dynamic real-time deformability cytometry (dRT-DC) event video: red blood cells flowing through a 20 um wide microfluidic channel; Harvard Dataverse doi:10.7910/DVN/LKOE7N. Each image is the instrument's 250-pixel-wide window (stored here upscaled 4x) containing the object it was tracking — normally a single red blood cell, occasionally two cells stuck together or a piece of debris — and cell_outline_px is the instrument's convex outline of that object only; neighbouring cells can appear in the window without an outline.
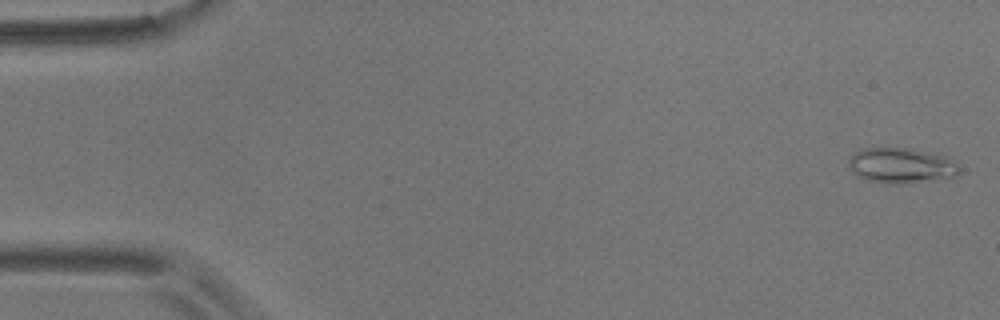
{"species": "common noctule bat (a hibernating species)", "species_latin": "Nyctalus noctula", "temperature_condition": "room temperature", "stored_images_in_passage": 7, "camera_frame_rate_fps": 3000, "um_per_image_px": 0.085, "animal": {"sex": "male", "body_mass_g": 17.9}, "frame": {"image": 1, "passage_image": 1, "time_ms": 0.0, "image_size_px": [1000, 320], "cell_outline_px": [[960, 168], [956, 176], [904, 184], [888, 184], [868, 180], [856, 176], [848, 168], [848, 160], [856, 152], [868, 148], [912, 148], [936, 152], [952, 156]], "centroid_in_image_um": [76.65, 14.06], "position_along_channel_um": 8.3, "area_um2": 23.29}}